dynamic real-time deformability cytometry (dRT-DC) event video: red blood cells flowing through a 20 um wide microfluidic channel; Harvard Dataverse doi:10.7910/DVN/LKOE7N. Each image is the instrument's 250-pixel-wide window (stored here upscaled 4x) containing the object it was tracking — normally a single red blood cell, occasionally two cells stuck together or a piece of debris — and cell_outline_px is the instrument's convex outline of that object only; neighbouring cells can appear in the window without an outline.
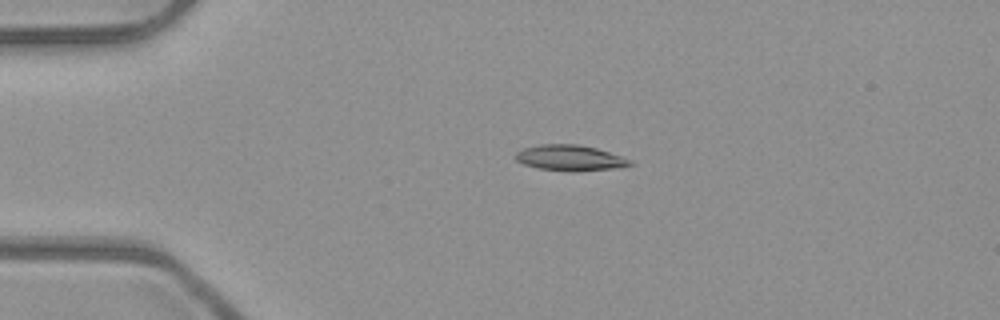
{"species": "common noctule bat (a hibernating species)", "species_latin": "Nyctalus noctula", "temperature_condition": "room temperature", "stored_images_in_passage": 4, "camera_frame_rate_fps": 3000, "um_per_image_px": 0.085, "animal": {"sex": "male", "body_mass_g": 23.1, "forearm_length_mm": 52.7}, "frame": {"image": 1, "passage_image": 3, "time_ms": 0.667, "image_size_px": [1000, 320], "cell_outline_px": [[636, 164], [616, 168], [540, 168], [524, 164], [516, 160], [516, 152], [524, 148], [540, 144], [580, 144], [596, 148], [632, 160]], "centroid_in_image_um": [48.45, 13.35], "position_along_channel_um": 36.6, "area_um2": 16.01}}